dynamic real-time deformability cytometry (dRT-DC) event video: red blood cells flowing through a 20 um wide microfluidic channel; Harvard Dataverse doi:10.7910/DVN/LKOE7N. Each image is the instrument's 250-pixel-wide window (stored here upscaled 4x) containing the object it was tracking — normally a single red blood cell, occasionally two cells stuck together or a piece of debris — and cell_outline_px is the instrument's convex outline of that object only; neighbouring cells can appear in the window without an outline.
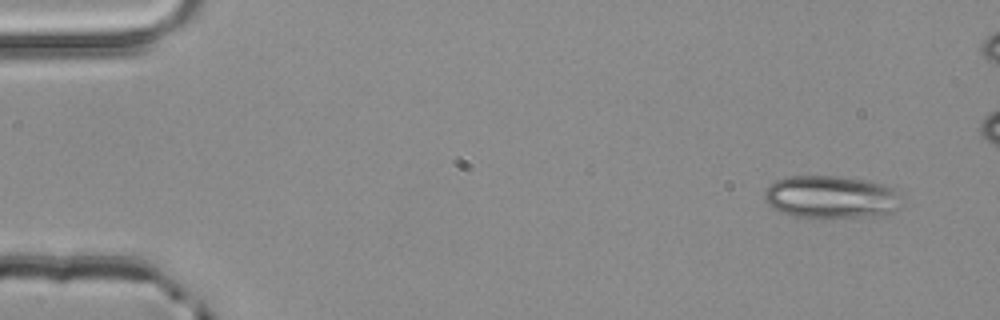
{"species": "common noctule bat (a hibernating species)", "species_latin": "Nyctalus noctula", "temperature_condition": "room temperature", "stored_images_in_passage": 4, "camera_frame_rate_fps": 3000, "um_per_image_px": 0.085, "animal": {"sex": "male", "body_mass_g": 20.4}, "frame": {"image": 1, "passage_image": 1, "time_ms": 0.0, "image_size_px": [1000, 320], "cell_outline_px": [[900, 208], [884, 216], [812, 220], [804, 220], [780, 212], [768, 204], [764, 200], [764, 188], [768, 184], [776, 180], [788, 176], [840, 176], [868, 180], [888, 184], [892, 188]], "centroid_in_image_um": [70.57, 16.79], "position_along_channel_um": 14.4, "area_um2": 35.37}}
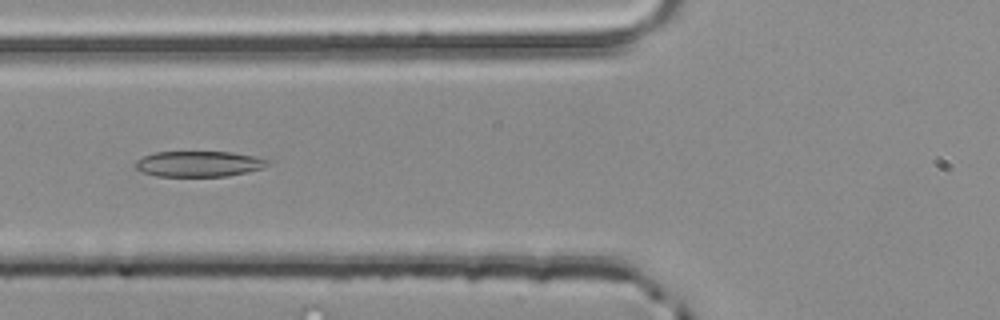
{"frame": {"image": 2, "passage_image": 4, "time_ms": 1.0, "image_size_px": [1000, 320], "cell_outline_px": [[268, 164], [264, 168], [248, 172], [228, 176], [156, 176], [140, 172], [136, 168], [136, 160], [144, 156], [156, 152], [232, 152], [252, 156], [268, 160]], "centroid_in_image_um": [16.89, 13.94], "position_along_channel_um": 108.9, "area_um2": 19.71}}